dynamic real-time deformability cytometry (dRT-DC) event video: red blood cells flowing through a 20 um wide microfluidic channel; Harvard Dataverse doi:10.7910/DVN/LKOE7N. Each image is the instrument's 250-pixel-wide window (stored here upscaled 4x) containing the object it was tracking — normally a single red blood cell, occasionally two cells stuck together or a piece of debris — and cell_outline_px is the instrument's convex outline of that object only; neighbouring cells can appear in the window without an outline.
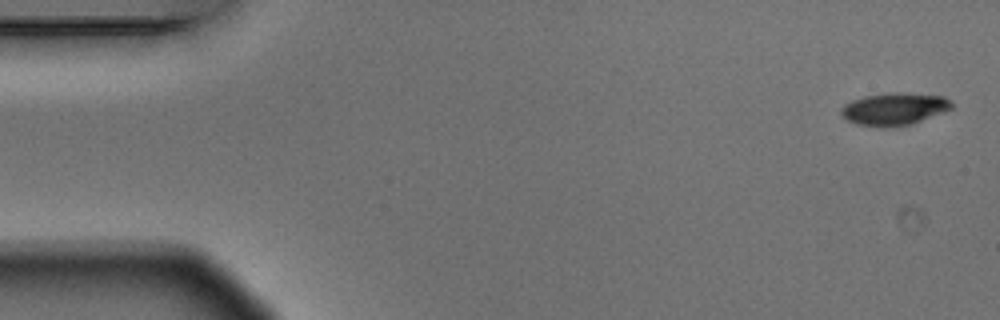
{"species": "Egyptian fruit bat (a non-hibernating species)", "species_latin": "Rousettus aegyptiacus", "temperature_condition": "warm", "stored_images_in_passage": 4, "camera_frame_rate_fps": 3000, "um_per_image_px": 0.085, "animal": {"sex": "male"}, "frame": {"image": 1, "passage_image": 1, "time_ms": 0.0, "image_size_px": [1000, 320], "cell_outline_px": [[952, 108], [944, 112], [912, 124], [892, 128], [880, 128], [856, 124], [848, 120], [840, 112], [840, 108], [844, 104], [852, 100], [864, 96], [892, 92], [900, 92], [944, 96], [952, 100]], "centroid_in_image_um": [76.02, 9.27], "position_along_channel_um": 9.0, "area_um2": 21.21}}
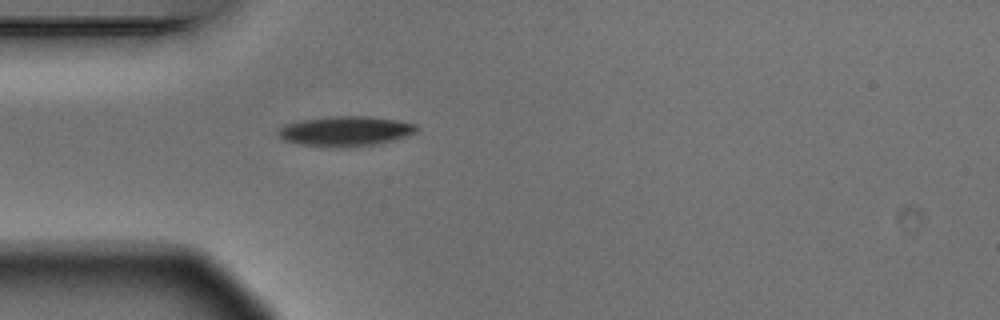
{"frame": {"image": 2, "passage_image": 4, "time_ms": 1.0, "image_size_px": [1000, 320], "cell_outline_px": [[416, 132], [380, 144], [340, 148], [300, 144], [284, 140], [276, 132], [280, 128], [288, 124], [304, 120], [336, 116], [372, 116], [396, 120], [416, 124]], "centroid_in_image_um": [29.38, 11.16], "position_along_channel_um": 55.6, "area_um2": 23.87}}